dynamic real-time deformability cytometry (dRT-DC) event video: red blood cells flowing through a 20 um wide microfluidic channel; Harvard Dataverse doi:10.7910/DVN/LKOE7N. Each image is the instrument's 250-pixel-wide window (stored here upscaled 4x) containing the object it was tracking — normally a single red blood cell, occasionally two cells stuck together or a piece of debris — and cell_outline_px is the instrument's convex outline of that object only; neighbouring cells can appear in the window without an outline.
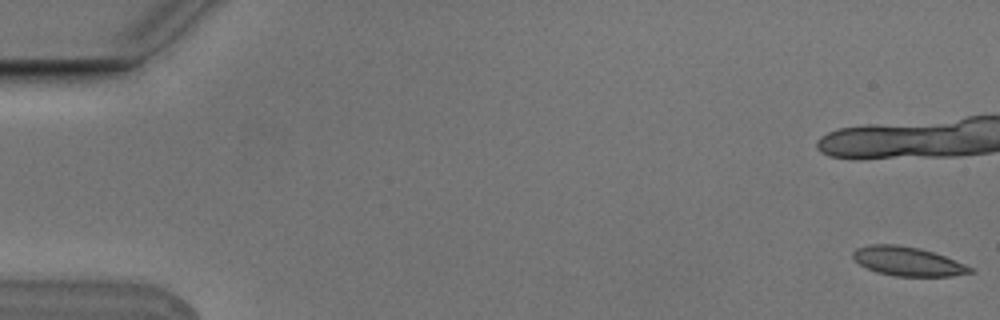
{"species": "Egyptian fruit bat (a non-hibernating species)", "species_latin": "Rousettus aegyptiacus", "temperature_condition": "cold", "stored_images_in_passage": 8, "camera_frame_rate_fps": 3000, "um_per_image_px": 0.085, "animal": {"sex": "male"}, "frame": {"image": 1, "passage_image": 1, "time_ms": 0.0, "image_size_px": [1000, 320], "cell_outline_px": [[976, 272], [952, 276], [896, 276], [876, 272], [860, 264], [852, 256], [852, 252], [856, 248], [868, 244], [896, 244], [920, 248], [944, 256], [964, 264], [972, 268]], "centroid_in_image_um": [77.14, 22.21], "position_along_channel_um": 7.9, "area_um2": 19.77}}
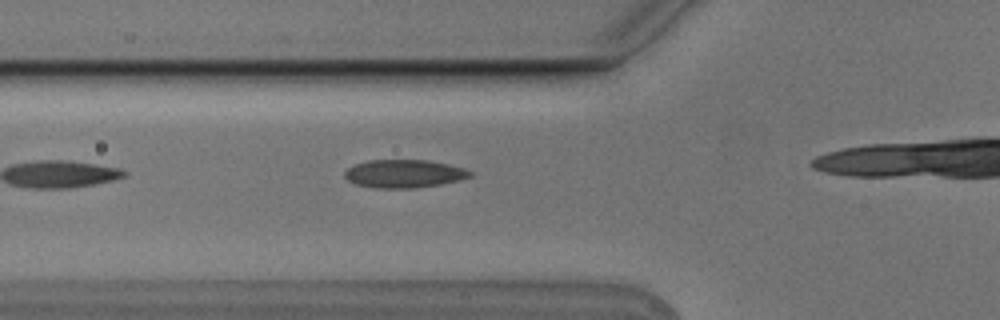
{"frame": {"image": 2, "passage_image": 7, "time_ms": 2.0, "image_size_px": [1000, 320], "cell_outline_px": [[472, 176], [460, 180], [440, 184], [416, 188], [376, 188], [356, 184], [348, 180], [344, 176], [344, 172], [348, 168], [356, 164], [368, 160], [428, 160], [448, 164], [464, 168], [472, 172]], "centroid_in_image_um": [34.36, 14.76], "position_along_channel_um": 91.4, "area_um2": 20.52}}